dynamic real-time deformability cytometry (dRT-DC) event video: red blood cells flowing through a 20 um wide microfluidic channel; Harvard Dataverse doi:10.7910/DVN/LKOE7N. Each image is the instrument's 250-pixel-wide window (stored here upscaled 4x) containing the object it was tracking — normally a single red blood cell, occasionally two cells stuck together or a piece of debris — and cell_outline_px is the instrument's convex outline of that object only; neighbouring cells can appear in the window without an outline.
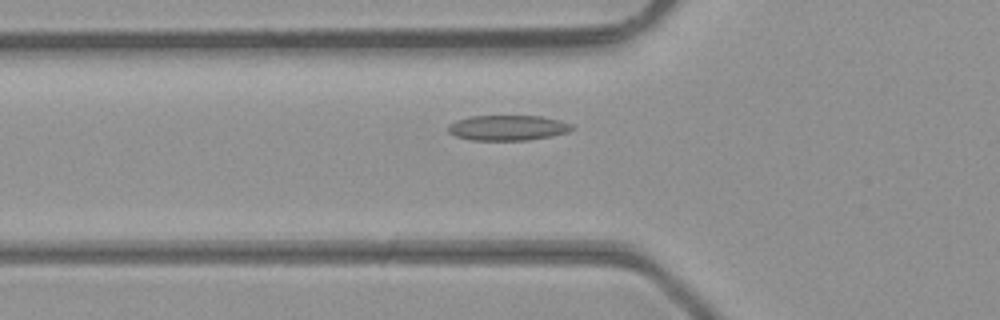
{"species": "common noctule bat (a hibernating species)", "species_latin": "Nyctalus noctula", "temperature_condition": "room temperature", "stored_images_in_passage": 43, "camera_frame_rate_fps": 3000, "um_per_image_px": 0.085, "animal": {"sex": "male", "body_mass_g": 23.1, "forearm_length_mm": 52.7}, "frame": {"image": 1, "passage_image": 12, "time_ms": 3.667, "image_size_px": [1000, 320], "cell_outline_px": [[576, 128], [568, 132], [552, 136], [528, 140], [472, 140], [456, 136], [448, 132], [448, 124], [456, 120], [468, 116], [540, 116], [560, 120], [572, 124]], "centroid_in_image_um": [43.17, 10.86], "position_along_channel_um": 82.6, "area_um2": 18.38}}
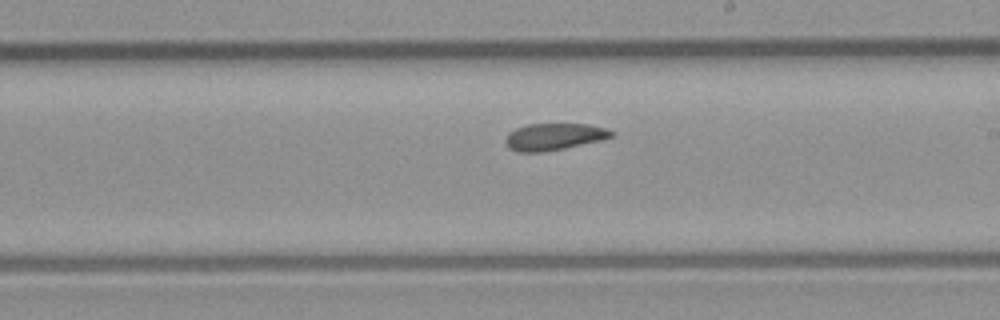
{"frame": {"image": 2, "passage_image": 23, "time_ms": 7.333, "image_size_px": [1000, 320], "cell_outline_px": [[616, 132], [612, 136], [600, 140], [564, 148], [544, 152], [520, 152], [508, 148], [504, 140], [508, 132], [516, 128], [528, 124], [588, 124], [608, 128]], "centroid_in_image_um": [47.08, 11.61], "position_along_channel_um": 241.9, "area_um2": 16.65}}
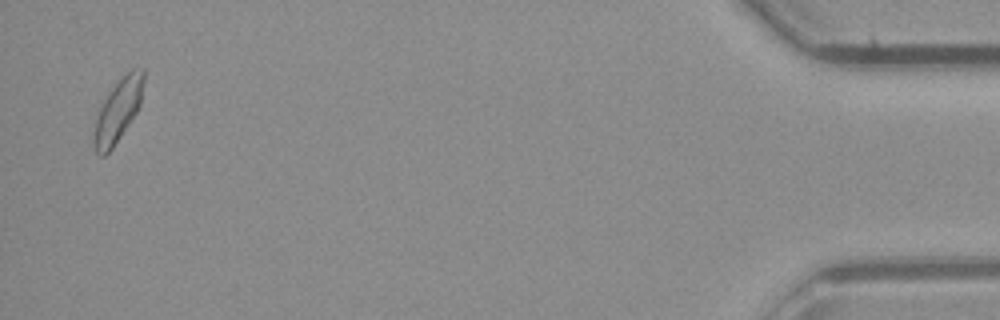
{"frame": {"image": 3, "passage_image": 42, "time_ms": 13.667, "image_size_px": [1000, 320], "cell_outline_px": [[144, 80], [140, 104], [136, 112], [112, 148], [104, 156], [100, 156], [96, 152], [92, 140], [92, 132], [100, 108], [104, 100], [112, 88], [132, 68], [144, 68]], "centroid_in_image_um": [10.01, 9.41], "position_along_channel_um": 425.2, "area_um2": 17.74}, "authors_computed_cell_mechanics": {"area_um2": 17.34, "velocity_mm_per_s": 4.3133, "shape_relaxation_time_tau1_ms": 2.5889, "shape_relaxation_time_tau2_ms": 7.0431, "deformation_change_tau1": 0.0782, "deformation_change_tau2": 0.1244}}